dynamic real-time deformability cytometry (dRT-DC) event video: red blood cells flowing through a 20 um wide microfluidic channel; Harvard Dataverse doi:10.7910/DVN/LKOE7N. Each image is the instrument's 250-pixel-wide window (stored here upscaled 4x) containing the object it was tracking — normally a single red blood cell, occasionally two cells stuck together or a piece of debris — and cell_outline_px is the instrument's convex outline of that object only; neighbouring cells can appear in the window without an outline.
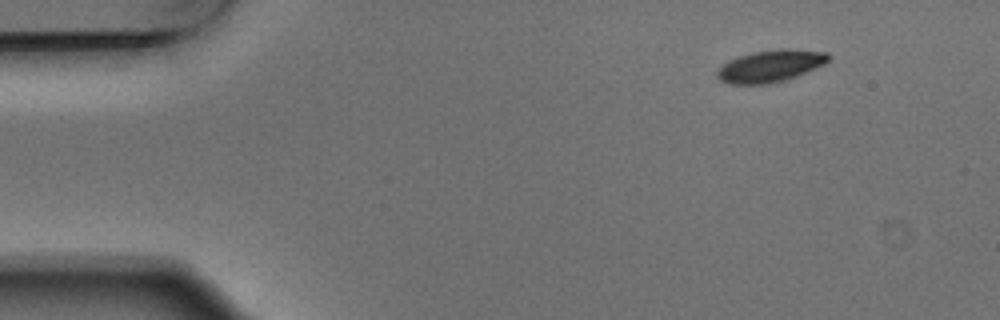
{"species": "Egyptian fruit bat (a non-hibernating species)", "species_latin": "Rousettus aegyptiacus", "temperature_condition": "warm", "stored_images_in_passage": 4, "camera_frame_rate_fps": 3000, "um_per_image_px": 0.085, "animal": {"sex": "male"}, "frame": {"image": 1, "passage_image": 1, "time_ms": 0.0, "image_size_px": [1000, 320], "cell_outline_px": [[832, 56], [824, 64], [796, 76], [784, 80], [768, 84], [728, 84], [720, 80], [716, 76], [716, 72], [728, 60], [740, 56], [756, 52], [780, 48], [788, 48], [828, 52]], "centroid_in_image_um": [65.5, 5.61], "position_along_channel_um": 19.5, "area_um2": 20.69}}